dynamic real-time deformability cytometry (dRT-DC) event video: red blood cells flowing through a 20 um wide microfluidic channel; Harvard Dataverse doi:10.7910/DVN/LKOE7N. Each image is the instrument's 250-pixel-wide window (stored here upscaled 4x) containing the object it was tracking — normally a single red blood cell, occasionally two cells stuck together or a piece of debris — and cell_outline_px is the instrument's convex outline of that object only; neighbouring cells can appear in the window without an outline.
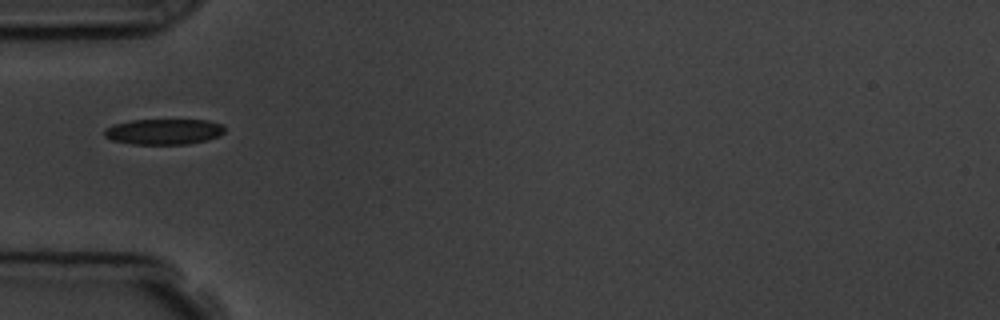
{"species": "common noctule bat (a hibernating species)", "species_latin": "Nyctalus noctula", "temperature_condition": "room temperature", "stored_images_in_passage": 15, "camera_frame_rate_fps": 3000, "um_per_image_px": 0.085, "animal": {"sex": "male", "body_mass_g": 19.5, "forearm_length_mm": 54.6}, "frame": {"image": 1, "passage_image": 5, "time_ms": 4.667, "image_size_px": [1000, 320], "cell_outline_px": [[224, 132], [220, 136], [208, 140], [188, 144], [132, 144], [112, 140], [104, 136], [104, 128], [112, 124], [132, 120], [208, 120], [220, 124], [224, 128]], "centroid_in_image_um": [13.9, 11.19], "position_along_channel_um": 71.1, "area_um2": 18.09}, "authors_computed_cell_mechanics": {"area_um2": 18.3804, "velocity_mm_per_s": 3.7339, "shape_relaxation_time_tau1_ms": 2.6986, "shape_relaxation_time_tau2_ms": 1.7933, "deformation_change_tau1": 0.0843, "deformation_change_tau2": 0.0628}}